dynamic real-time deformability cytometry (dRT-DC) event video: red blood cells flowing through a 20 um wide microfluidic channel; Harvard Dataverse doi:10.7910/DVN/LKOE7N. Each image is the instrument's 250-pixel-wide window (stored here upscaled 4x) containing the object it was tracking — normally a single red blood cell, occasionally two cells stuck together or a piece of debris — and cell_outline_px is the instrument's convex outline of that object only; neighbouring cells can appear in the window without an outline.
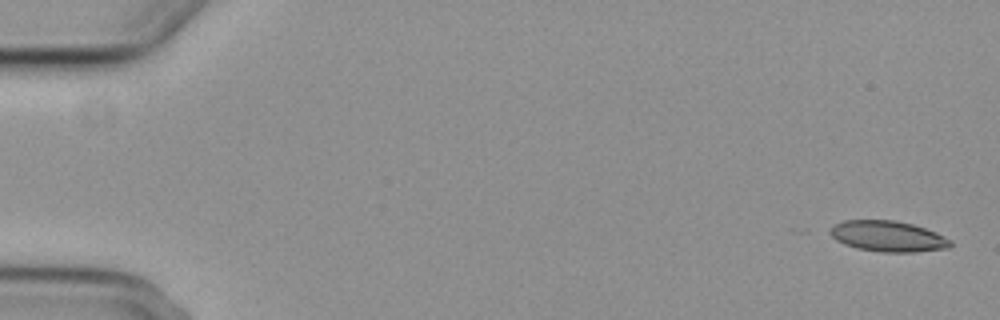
{"species": "common noctule bat (a hibernating species)", "species_latin": "Nyctalus noctula", "temperature_condition": "cold", "stored_images_in_passage": 10, "camera_frame_rate_fps": 3000, "um_per_image_px": 0.085, "animal": {"sex": "female", "body_mass_g": 29.2, "forearm_length_mm": 56.3}, "frame": {"image": 1, "passage_image": 1, "time_ms": 0.0, "image_size_px": [1000, 320], "cell_outline_px": [[952, 244], [948, 248], [916, 252], [880, 252], [856, 248], [844, 244], [836, 240], [832, 236], [832, 228], [836, 224], [844, 220], [896, 220], [912, 224], [936, 232], [952, 240]], "centroid_in_image_um": [75.52, 20.09], "position_along_channel_um": 9.5, "area_um2": 21.5}}
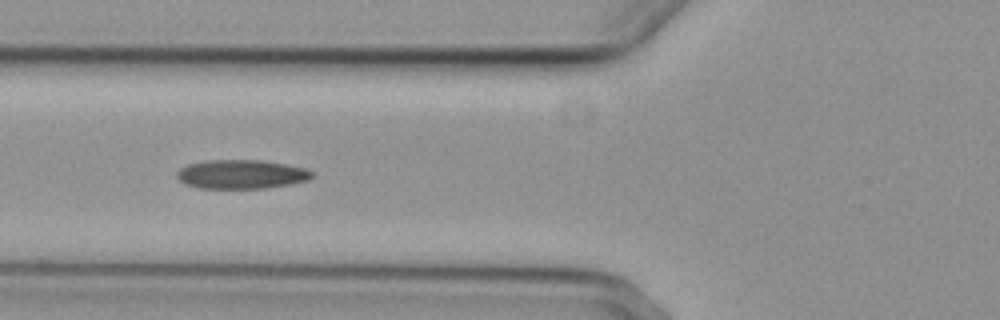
{"frame": {"image": 2, "passage_image": 6, "time_ms": 6.667, "image_size_px": [1000, 320], "cell_outline_px": [[312, 176], [308, 180], [292, 184], [264, 188], [200, 188], [184, 184], [176, 176], [176, 172], [180, 168], [188, 164], [204, 160], [260, 160], [284, 164], [304, 168], [312, 172]], "centroid_in_image_um": [20.47, 14.81], "position_along_channel_um": 105.3, "area_um2": 22.77}}
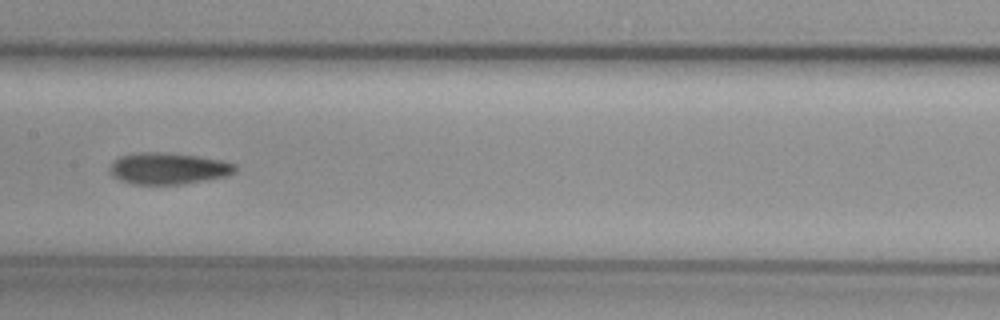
{"frame": {"image": 3, "passage_image": 8, "time_ms": 9.0, "image_size_px": [1000, 320], "cell_outline_px": [[236, 172], [228, 176], [180, 184], [132, 184], [120, 180], [112, 176], [108, 172], [108, 168], [112, 160], [120, 156], [136, 152], [164, 152], [196, 156], [220, 160], [236, 164]], "centroid_in_image_um": [14.24, 14.31], "position_along_channel_um": 193.2, "area_um2": 23.24}}